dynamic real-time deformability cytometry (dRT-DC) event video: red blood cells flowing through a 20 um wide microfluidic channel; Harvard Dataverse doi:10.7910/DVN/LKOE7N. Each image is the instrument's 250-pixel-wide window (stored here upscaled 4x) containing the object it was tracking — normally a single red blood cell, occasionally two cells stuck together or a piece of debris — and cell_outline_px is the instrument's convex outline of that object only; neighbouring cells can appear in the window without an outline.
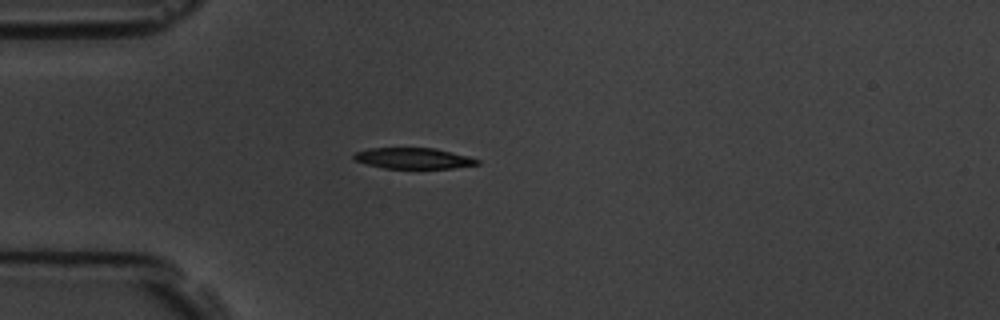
{"species": "common noctule bat (a hibernating species)", "species_latin": "Nyctalus noctula", "temperature_condition": "room temperature", "stored_images_in_passage": 5, "camera_frame_rate_fps": 3000, "um_per_image_px": 0.085, "animal": {"sex": "male", "body_mass_g": 19.5, "forearm_length_mm": 54.6}, "frame": {"image": 1, "passage_image": 1, "time_ms": 0.0, "image_size_px": [1000, 320], "cell_outline_px": [[480, 164], [452, 168], [384, 168], [368, 164], [356, 160], [352, 156], [356, 152], [368, 148], [436, 148], [468, 156], [480, 160]], "centroid_in_image_um": [35.16, 13.45], "position_along_channel_um": 49.8, "area_um2": 14.91}}
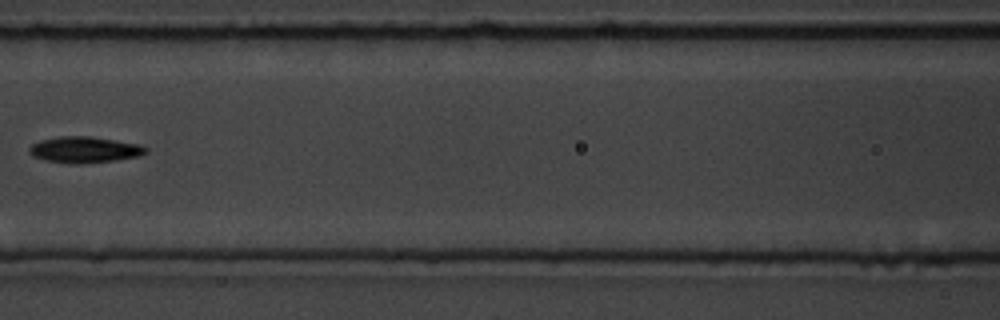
{"frame": {"image": 2, "passage_image": 4, "time_ms": 3.333, "image_size_px": [1000, 320], "cell_outline_px": [[148, 152], [140, 156], [116, 160], [80, 164], [76, 164], [44, 160], [32, 156], [28, 152], [28, 148], [32, 144], [40, 140], [60, 136], [88, 136], [140, 144], [148, 148]], "centroid_in_image_um": [7.18, 12.73], "position_along_channel_um": 159.4, "area_um2": 17.86}}
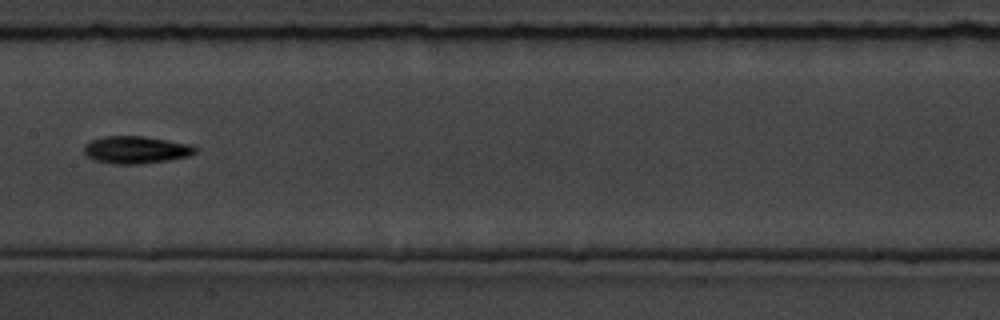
{"frame": {"image": 3, "passage_image": 5, "time_ms": 4.333, "image_size_px": [1000, 320], "cell_outline_px": [[196, 152], [188, 156], [168, 160], [140, 164], [112, 164], [96, 160], [88, 156], [84, 152], [84, 144], [92, 140], [104, 136], [144, 136], [192, 144], [196, 148]], "centroid_in_image_um": [11.56, 12.73], "position_along_channel_um": 195.8, "area_um2": 17.74}}